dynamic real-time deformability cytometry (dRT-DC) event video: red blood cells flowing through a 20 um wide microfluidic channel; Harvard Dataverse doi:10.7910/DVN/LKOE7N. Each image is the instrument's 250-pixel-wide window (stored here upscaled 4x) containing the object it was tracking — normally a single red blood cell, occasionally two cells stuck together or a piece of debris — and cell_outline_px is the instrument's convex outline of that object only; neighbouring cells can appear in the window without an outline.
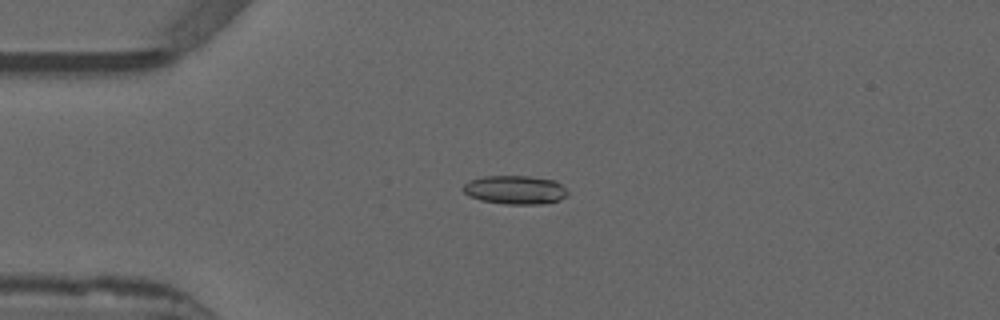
{"species": "common noctule bat (a hibernating species)", "species_latin": "Nyctalus noctula", "temperature_condition": "warm", "stored_images_in_passage": 53, "camera_frame_rate_fps": 3000, "um_per_image_px": 0.085, "animal": {"sex": "male", "forearm_length_mm": 52.5}, "frame": {"image": 1, "passage_image": 13, "time_ms": 4.0, "image_size_px": [1000, 320], "cell_outline_px": [[568, 196], [560, 200], [540, 204], [504, 204], [480, 200], [468, 196], [460, 188], [468, 180], [484, 176], [528, 176], [556, 180], [568, 192]], "centroid_in_image_um": [43.75, 16.14], "position_along_channel_um": 41.2, "area_um2": 17.69}}
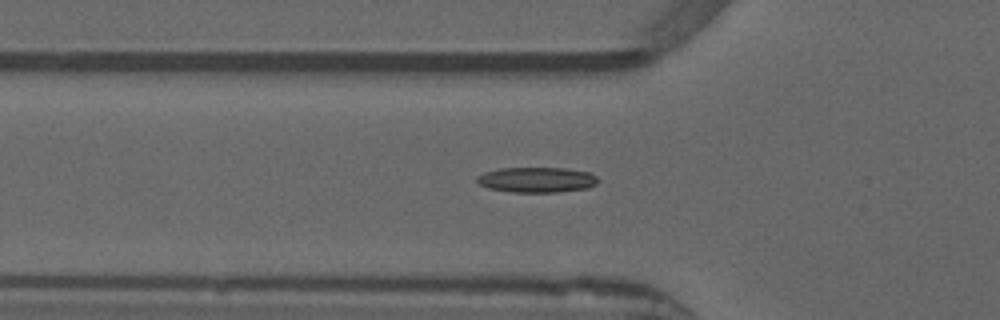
{"frame": {"image": 2, "passage_image": 18, "time_ms": 5.667, "image_size_px": [1000, 320], "cell_outline_px": [[600, 180], [596, 184], [588, 188], [556, 192], [512, 192], [488, 188], [480, 184], [476, 180], [476, 176], [484, 172], [500, 168], [564, 168], [588, 172], [596, 176]], "centroid_in_image_um": [45.62, 15.28], "position_along_channel_um": 80.2, "area_um2": 17.86}}
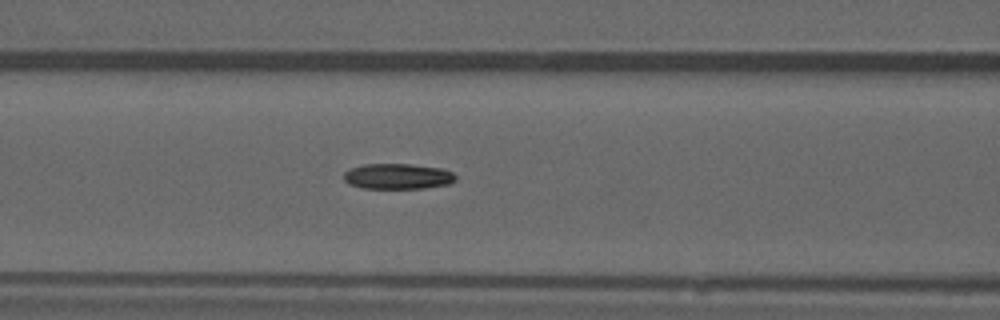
{"frame": {"image": 3, "passage_image": 22, "time_ms": 7.0, "image_size_px": [1000, 320], "cell_outline_px": [[456, 180], [448, 184], [424, 188], [364, 188], [348, 184], [344, 180], [344, 172], [348, 168], [364, 164], [408, 164], [444, 168], [452, 172], [456, 176]], "centroid_in_image_um": [33.79, 14.98], "position_along_channel_um": 132.8, "area_um2": 16.76}, "authors_computed_cell_mechanics": {"area_um2": 16.8198, "velocity_mm_per_s": 3.8839, "shape_relaxation_time_tau1_ms": 6.2624, "shape_relaxation_time_tau2_ms": null, "deformation_change_tau1": 0.1513, "deformation_change_tau2": null}}